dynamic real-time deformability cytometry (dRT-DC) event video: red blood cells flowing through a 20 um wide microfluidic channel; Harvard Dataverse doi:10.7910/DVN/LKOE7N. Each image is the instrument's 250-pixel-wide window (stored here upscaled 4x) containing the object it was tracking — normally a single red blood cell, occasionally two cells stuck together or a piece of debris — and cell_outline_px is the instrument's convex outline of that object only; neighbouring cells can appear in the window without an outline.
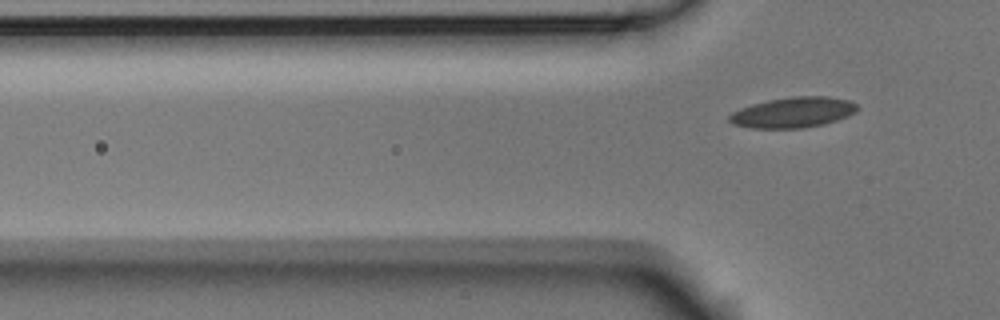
{"species": "Egyptian fruit bat (a non-hibernating species)", "species_latin": "Rousettus aegyptiacus", "temperature_condition": "room temperature", "stored_images_in_passage": 5, "segment_of_instrument_passage": [2, 2], "camera_frame_rate_fps": 3000, "um_per_image_px": 0.085, "animal": {"sex": "male"}, "frame": {"image": 1, "passage_image": 5, "time_ms": 1.333, "image_size_px": [1000, 320], "cell_outline_px": [[860, 108], [856, 112], [848, 116], [824, 124], [804, 128], [752, 128], [732, 124], [728, 120], [728, 116], [732, 112], [740, 108], [752, 104], [768, 100], [792, 96], [828, 96], [848, 100], [856, 104]], "centroid_in_image_um": [67.41, 9.55], "position_along_channel_um": 58.4, "area_um2": 22.89}}